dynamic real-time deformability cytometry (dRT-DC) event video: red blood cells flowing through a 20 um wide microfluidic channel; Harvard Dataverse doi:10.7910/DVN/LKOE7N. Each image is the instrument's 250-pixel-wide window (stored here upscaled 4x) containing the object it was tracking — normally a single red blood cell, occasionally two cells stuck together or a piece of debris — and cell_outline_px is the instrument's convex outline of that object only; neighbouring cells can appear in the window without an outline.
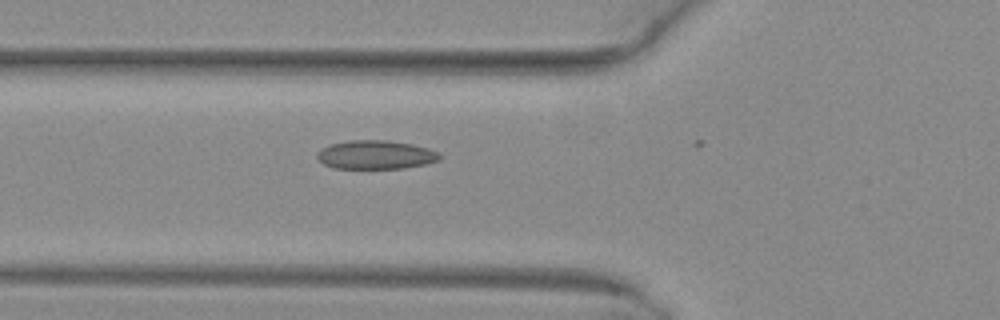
{"species": "common noctule bat (a hibernating species)", "species_latin": "Nyctalus noctula", "temperature_condition": "warm", "stored_images_in_passage": 19, "camera_frame_rate_fps": 3000, "um_per_image_px": 0.085, "animal": {"sex": "female", "body_mass_g": 29.2, "forearm_length_mm": 56.3}, "frame": {"image": 1, "passage_image": 18, "time_ms": 5.667, "image_size_px": [1000, 320], "cell_outline_px": [[444, 156], [440, 160], [424, 164], [404, 168], [332, 168], [324, 164], [316, 156], [316, 152], [332, 144], [352, 140], [388, 140], [412, 144], [428, 148], [440, 152]], "centroid_in_image_um": [31.99, 13.15], "position_along_channel_um": 93.8, "area_um2": 20.52}}